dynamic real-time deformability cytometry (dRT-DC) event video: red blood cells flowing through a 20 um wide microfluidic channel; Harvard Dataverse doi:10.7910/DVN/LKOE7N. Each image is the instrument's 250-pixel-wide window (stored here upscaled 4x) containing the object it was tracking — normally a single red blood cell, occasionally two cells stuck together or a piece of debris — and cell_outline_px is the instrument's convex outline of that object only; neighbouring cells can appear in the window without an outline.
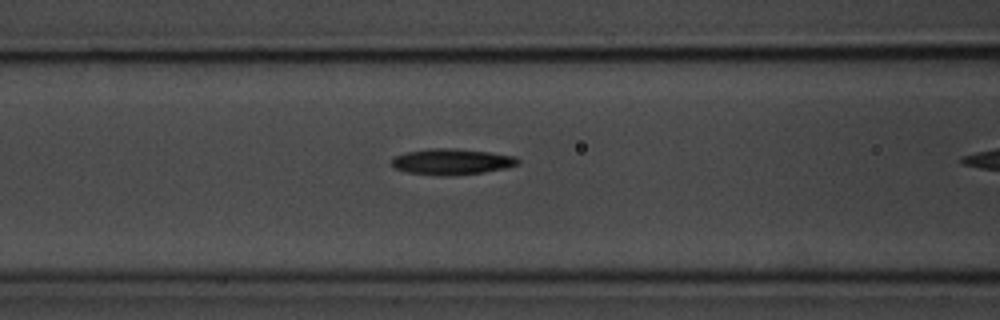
{"species": "common noctule bat (a hibernating species)", "species_latin": "Nyctalus noctula", "temperature_condition": "room temperature", "stored_images_in_passage": 11, "camera_frame_rate_fps": 3000, "um_per_image_px": 0.085, "animal": {"sex": "male", "body_mass_g": 20.1, "forearm_length_mm": 53.5}, "frame": {"image": 1, "passage_image": 10, "time_ms": 3.0, "image_size_px": [1000, 320], "cell_outline_px": [[520, 164], [504, 168], [480, 172], [444, 176], [440, 176], [408, 172], [392, 168], [392, 160], [396, 156], [408, 152], [428, 148], [456, 148], [488, 152], [516, 156], [520, 160]], "centroid_in_image_um": [38.4, 13.73], "position_along_channel_um": 128.2, "area_um2": 18.96}}